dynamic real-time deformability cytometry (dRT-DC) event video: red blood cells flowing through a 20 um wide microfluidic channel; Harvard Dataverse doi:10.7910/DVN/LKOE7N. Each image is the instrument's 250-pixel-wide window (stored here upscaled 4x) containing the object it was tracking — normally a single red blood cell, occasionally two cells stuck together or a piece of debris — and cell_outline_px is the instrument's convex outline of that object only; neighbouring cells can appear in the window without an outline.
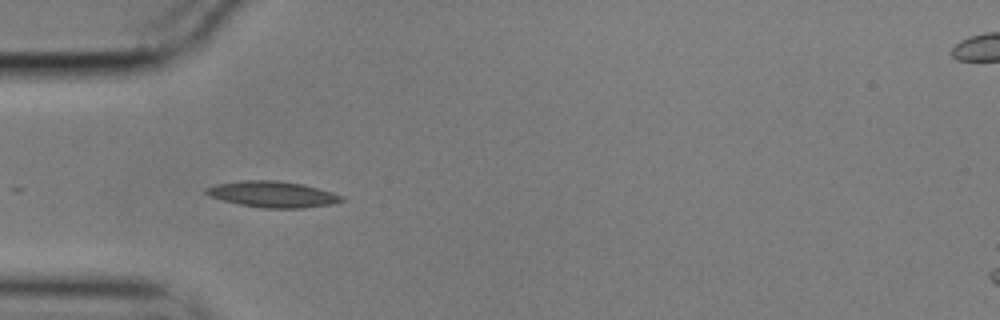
{"species": "common noctule bat (a hibernating species)", "species_latin": "Nyctalus noctula", "temperature_condition": "cold", "stored_images_in_passage": 40, "camera_frame_rate_fps": 3000, "um_per_image_px": 0.085, "animal": {"sex": "male", "body_mass_g": 17.9}, "frame": {"image": 1, "passage_image": 1, "time_ms": 0.0, "image_size_px": [1000, 320], "cell_outline_px": [[344, 200], [332, 204], [304, 208], [264, 208], [240, 204], [224, 200], [212, 196], [204, 192], [204, 188], [216, 184], [240, 180], [280, 180], [304, 184], [332, 192], [344, 196]], "centroid_in_image_um": [23.2, 16.5], "position_along_channel_um": 61.8, "area_um2": 20.63}}
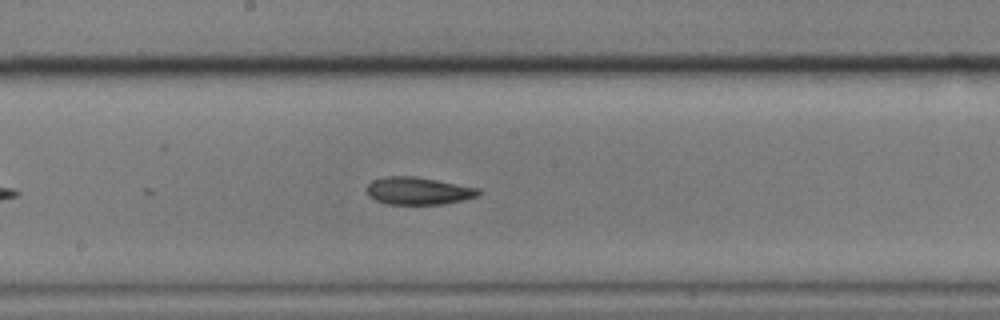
{"frame": {"image": 2, "passage_image": 14, "time_ms": 4.333, "image_size_px": [1000, 320], "cell_outline_px": [[480, 192], [476, 196], [464, 200], [444, 204], [384, 204], [368, 196], [368, 184], [372, 180], [388, 176], [416, 176], [480, 188]], "centroid_in_image_um": [35.56, 16.22], "position_along_channel_um": 212.6, "area_um2": 17.92}}
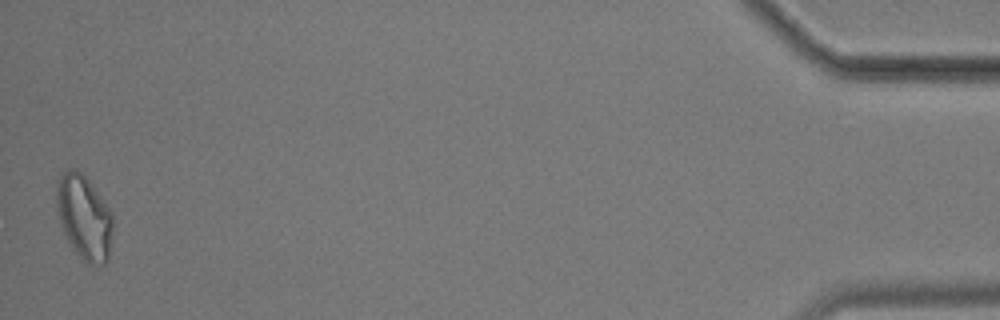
{"frame": {"image": 3, "passage_image": 40, "time_ms": 13.0, "image_size_px": [1000, 320], "cell_outline_px": [[112, 236], [108, 260], [104, 264], [88, 264], [72, 248], [64, 232], [56, 208], [56, 180], [68, 168], [76, 168], [88, 180], [112, 212]], "centroid_in_image_um": [7.14, 18.45], "position_along_channel_um": 428.1, "area_um2": 27.57}, "authors_computed_cell_mechanics": {"area_um2": 18.5249, "velocity_mm_per_s": 3.5062, "shape_relaxation_time_tau1_ms": 3.9704, "shape_relaxation_time_tau2_ms": 7.1738, "deformation_change_tau1": 0.1237, "deformation_change_tau2": 0.1487}}